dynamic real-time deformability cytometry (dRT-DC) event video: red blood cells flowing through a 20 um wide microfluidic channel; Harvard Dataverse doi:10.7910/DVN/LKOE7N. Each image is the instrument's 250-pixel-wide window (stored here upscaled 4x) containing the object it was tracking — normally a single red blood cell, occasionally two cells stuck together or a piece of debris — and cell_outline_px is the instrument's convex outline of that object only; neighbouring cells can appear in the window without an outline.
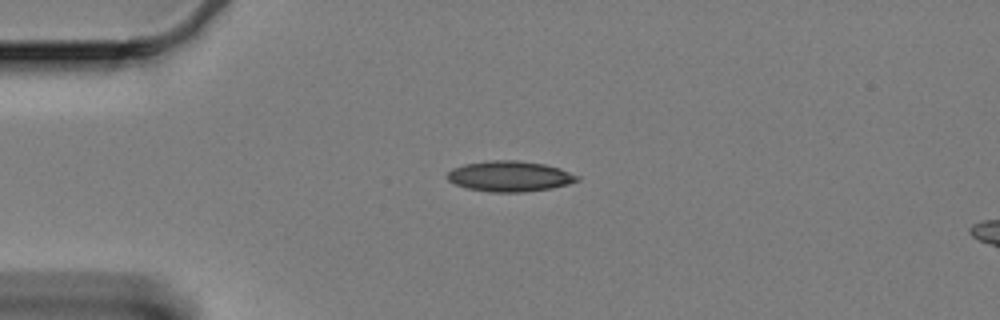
{"species": "Egyptian fruit bat (a non-hibernating species)", "species_latin": "Rousettus aegyptiacus", "temperature_condition": "cold", "stored_images_in_passage": 47, "camera_frame_rate_fps": 3000, "um_per_image_px": 0.085, "animal": {"sex": "female"}, "frame": {"image": 1, "passage_image": 1, "time_ms": 0.0, "image_size_px": [1000, 320], "cell_outline_px": [[580, 180], [568, 184], [552, 188], [524, 192], [492, 192], [468, 188], [456, 184], [448, 180], [448, 172], [452, 168], [464, 164], [488, 160], [520, 160], [544, 164], [560, 168], [580, 176]], "centroid_in_image_um": [43.36, 14.97], "position_along_channel_um": 41.6, "area_um2": 23.18}}
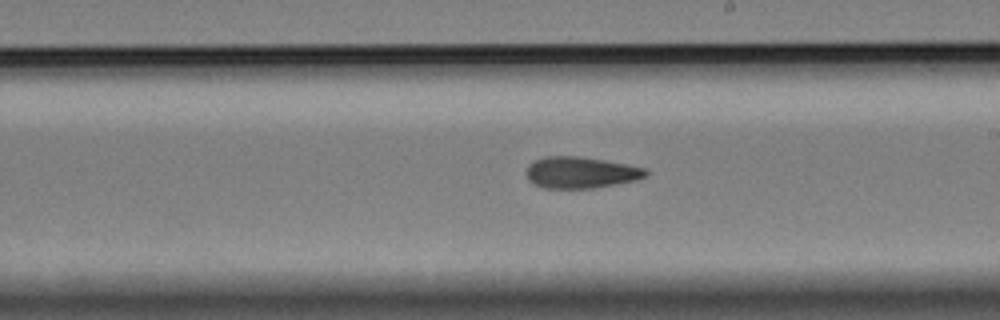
{"frame": {"image": 2, "passage_image": 21, "time_ms": 6.667, "image_size_px": [1000, 320], "cell_outline_px": [[648, 176], [636, 180], [592, 188], [544, 188], [528, 180], [528, 164], [532, 160], [544, 156], [580, 156], [628, 164], [648, 168]], "centroid_in_image_um": [49.39, 14.65], "position_along_channel_um": 239.6, "area_um2": 21.96}}
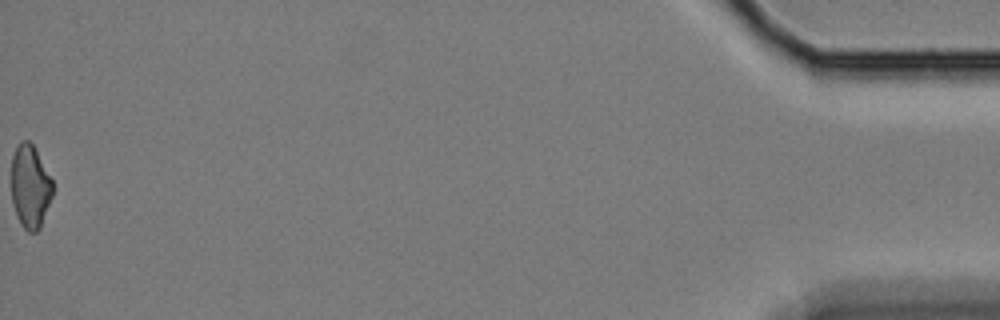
{"frame": {"image": 3, "passage_image": 47, "time_ms": 15.333, "image_size_px": [1000, 320], "cell_outline_px": [[52, 196], [40, 228], [36, 232], [28, 232], [20, 224], [16, 216], [12, 204], [12, 156], [20, 140], [28, 140], [32, 144], [52, 180]], "centroid_in_image_um": [2.54, 15.89], "position_along_channel_um": 432.7, "area_um2": 19.88}, "authors_computed_cell_mechanics": {"area_um2": 22.0218, "velocity_mm_per_s": 3.326, "shape_relaxation_time_tau1_ms": null, "shape_relaxation_time_tau2_ms": 4.1845, "deformation_change_tau1": null, "deformation_change_tau2": 0.1133}}